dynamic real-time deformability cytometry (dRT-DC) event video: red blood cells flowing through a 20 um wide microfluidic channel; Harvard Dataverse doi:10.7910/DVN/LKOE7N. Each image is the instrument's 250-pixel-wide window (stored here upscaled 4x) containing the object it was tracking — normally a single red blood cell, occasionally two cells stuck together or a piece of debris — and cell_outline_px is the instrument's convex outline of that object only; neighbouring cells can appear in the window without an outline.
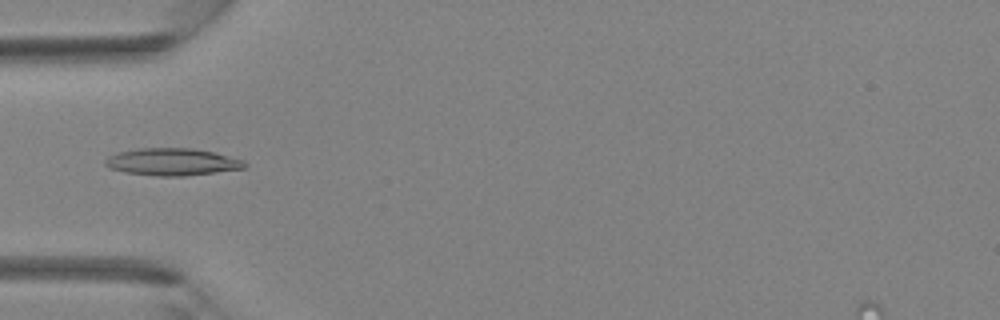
{"species": "Egyptian fruit bat (a non-hibernating species)", "species_latin": "Rousettus aegyptiacus", "temperature_condition": "room temperature", "stored_images_in_passage": 29, "camera_frame_rate_fps": 3000, "um_per_image_px": 0.085, "animal": {"sex": "female"}, "frame": {"image": 1, "passage_image": 3, "time_ms": 0.667, "image_size_px": [1000, 320], "cell_outline_px": [[248, 168], [184, 176], [156, 176], [124, 172], [108, 168], [104, 164], [104, 160], [108, 156], [116, 152], [140, 148], [192, 148], [212, 152], [244, 160], [248, 164]], "centroid_in_image_um": [14.62, 13.76], "position_along_channel_um": 70.4, "area_um2": 22.31}}
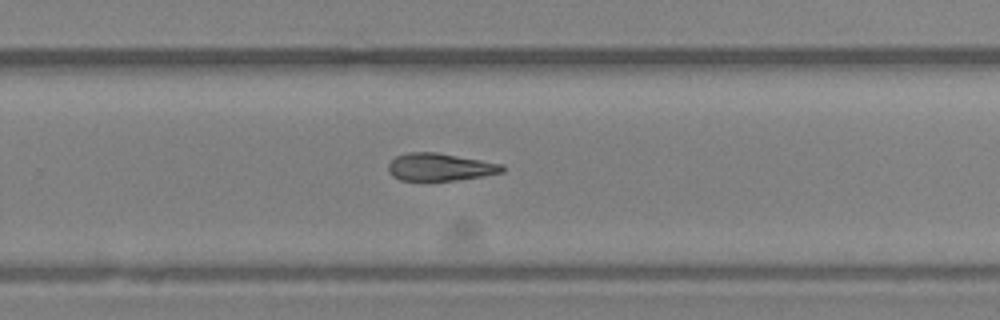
{"frame": {"image": 2, "passage_image": 16, "time_ms": 5.0, "image_size_px": [1000, 320], "cell_outline_px": [[504, 172], [484, 176], [456, 180], [400, 180], [392, 176], [388, 172], [388, 164], [396, 156], [408, 152], [436, 152], [504, 164]], "centroid_in_image_um": [37.4, 14.19], "position_along_channel_um": 292.4, "area_um2": 18.32}}
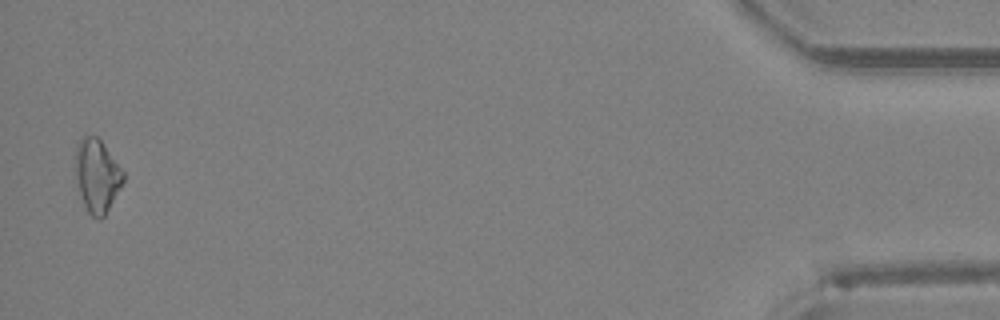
{"frame": {"image": 3, "passage_image": 29, "time_ms": 9.333, "image_size_px": [1000, 320], "cell_outline_px": [[124, 180], [104, 216], [100, 220], [92, 216], [88, 212], [84, 204], [72, 168], [72, 164], [76, 144], [84, 136], [96, 136], [100, 140], [124, 172]], "centroid_in_image_um": [8.19, 14.9], "position_along_channel_um": 427.0, "area_um2": 20.46}}